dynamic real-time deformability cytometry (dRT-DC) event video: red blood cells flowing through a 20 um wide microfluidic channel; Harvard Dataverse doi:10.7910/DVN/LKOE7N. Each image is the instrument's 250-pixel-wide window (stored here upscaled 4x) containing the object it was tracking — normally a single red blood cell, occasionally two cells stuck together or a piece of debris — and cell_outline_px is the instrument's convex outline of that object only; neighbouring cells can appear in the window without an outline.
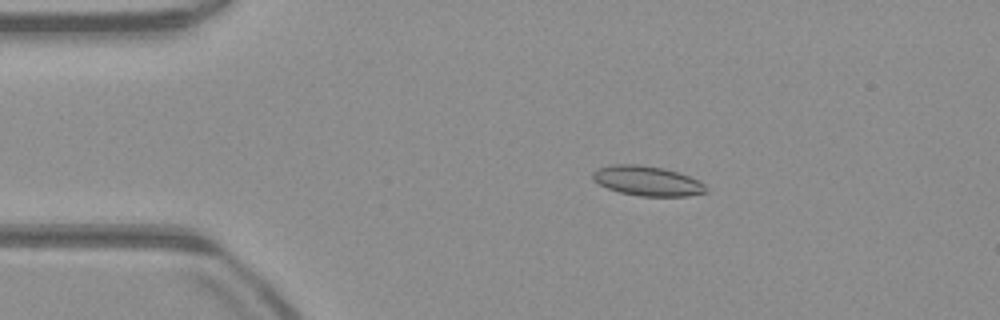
{"species": "common noctule bat (a hibernating species)", "species_latin": "Nyctalus noctula", "temperature_condition": "warm", "stored_images_in_passage": 52, "camera_frame_rate_fps": 3000, "um_per_image_px": 0.085, "animal": {"sex": "male", "body_mass_g": 23.1, "forearm_length_mm": 52.7}, "frame": {"image": 1, "passage_image": 10, "time_ms": 3.0, "image_size_px": [1000, 320], "cell_outline_px": [[708, 192], [688, 196], [640, 196], [620, 192], [608, 188], [592, 180], [592, 172], [596, 168], [612, 164], [636, 164], [664, 168], [700, 180], [708, 188]], "centroid_in_image_um": [55.02, 15.37], "position_along_channel_um": 30.0, "area_um2": 19.77}}
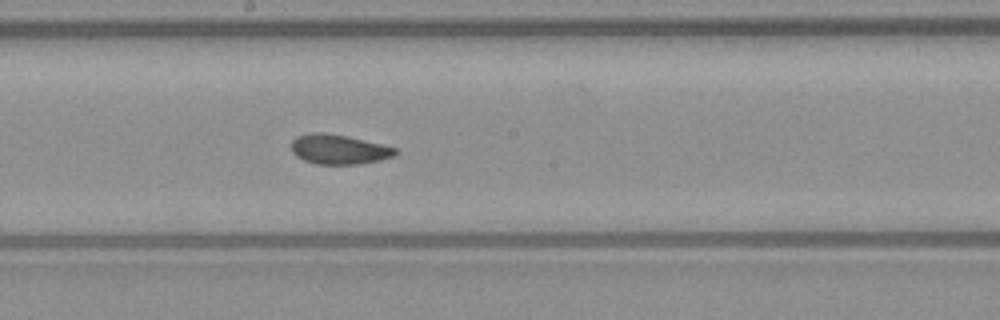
{"frame": {"image": 2, "passage_image": 28, "time_ms": 9.0, "image_size_px": [1000, 320], "cell_outline_px": [[400, 152], [392, 156], [380, 160], [356, 164], [316, 164], [304, 160], [296, 156], [292, 152], [292, 140], [296, 136], [312, 132], [324, 132], [348, 136], [396, 148]], "centroid_in_image_um": [28.78, 12.68], "position_along_channel_um": 219.4, "area_um2": 17.98}}
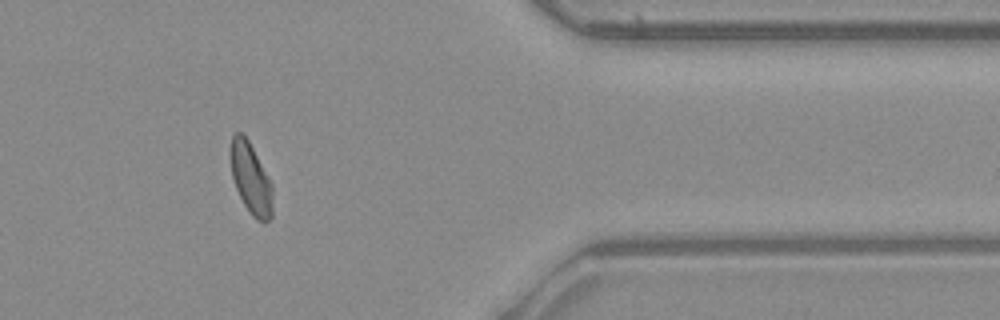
{"frame": {"image": 3, "passage_image": 43, "time_ms": 14.0, "image_size_px": [1000, 320], "cell_outline_px": [[272, 216], [264, 224], [256, 220], [248, 212], [236, 188], [232, 176], [228, 152], [232, 136], [236, 132], [240, 132], [248, 140], [272, 184]], "centroid_in_image_um": [21.29, 15.19], "position_along_channel_um": 390.1, "area_um2": 17.57}, "authors_computed_cell_mechanics": {"area_um2": 18.5538, "velocity_mm_per_s": 3.9439, "shape_relaxation_time_tau1_ms": null, "shape_relaxation_time_tau2_ms": 1.2377, "deformation_change_tau1": null, "deformation_change_tau2": 0.0584}}